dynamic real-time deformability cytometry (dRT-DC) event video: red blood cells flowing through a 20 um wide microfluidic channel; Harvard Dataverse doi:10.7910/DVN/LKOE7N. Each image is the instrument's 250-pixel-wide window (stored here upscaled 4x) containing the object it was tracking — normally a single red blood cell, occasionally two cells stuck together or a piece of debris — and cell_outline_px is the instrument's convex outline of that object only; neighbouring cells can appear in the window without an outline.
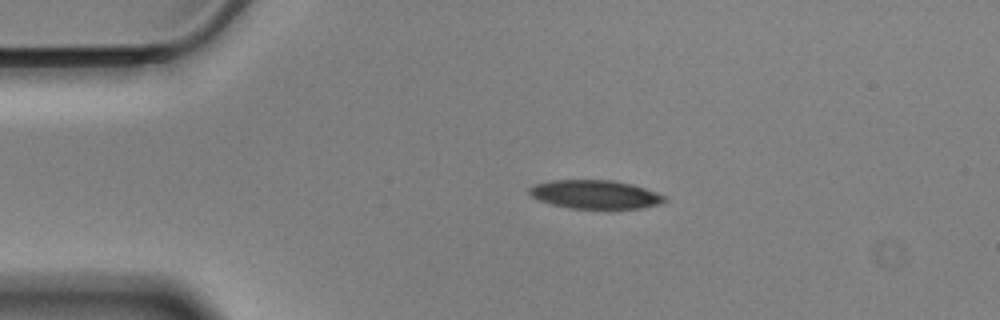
{"species": "Egyptian fruit bat (a non-hibernating species)", "species_latin": "Rousettus aegyptiacus", "temperature_condition": "cold", "stored_images_in_passage": 46, "camera_frame_rate_fps": 3000, "um_per_image_px": 0.085, "animal": {"sex": "male"}, "frame": {"image": 1, "passage_image": 1, "time_ms": 0.0, "image_size_px": [1000, 320], "cell_outline_px": [[668, 200], [660, 204], [640, 208], [572, 208], [552, 204], [540, 200], [532, 196], [528, 192], [528, 188], [536, 184], [552, 180], [612, 180], [632, 184], [656, 192], [664, 196]], "centroid_in_image_um": [50.6, 16.52], "position_along_channel_um": 34.4, "area_um2": 22.31}}
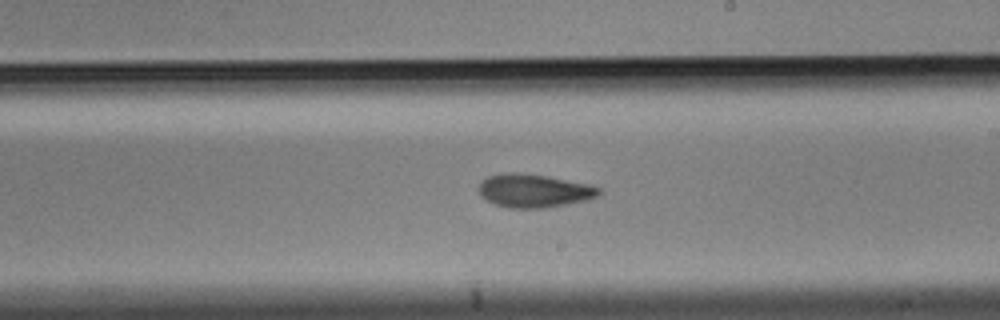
{"frame": {"image": 2, "passage_image": 22, "time_ms": 7.0, "image_size_px": [1000, 320], "cell_outline_px": [[600, 192], [596, 196], [584, 200], [544, 208], [512, 208], [496, 204], [488, 200], [480, 192], [480, 184], [488, 176], [504, 172], [516, 172], [548, 176], [592, 184], [600, 188]], "centroid_in_image_um": [45.42, 16.19], "position_along_channel_um": 243.6, "area_um2": 23.0}}
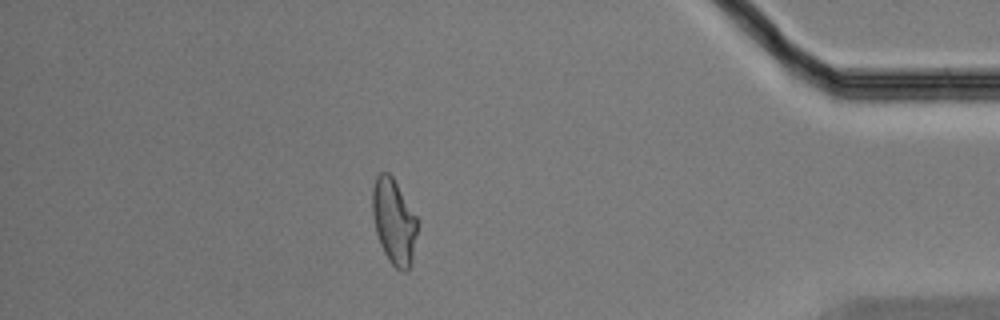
{"frame": {"image": 3, "passage_image": 39, "time_ms": 12.667, "image_size_px": [1000, 320], "cell_outline_px": [[416, 232], [412, 260], [408, 268], [404, 272], [400, 272], [388, 260], [380, 244], [376, 232], [372, 212], [372, 188], [376, 176], [380, 172], [388, 172], [392, 176], [416, 216]], "centroid_in_image_um": [33.45, 18.82], "position_along_channel_um": 401.7, "area_um2": 22.08}, "authors_computed_cell_mechanics": {"area_um2": 22.9177, "velocity_mm_per_s": 3.5178, "shape_relaxation_time_tau1_ms": 7.1341, "shape_relaxation_time_tau2_ms": 5.566, "deformation_change_tau1": 0.1555, "deformation_change_tau2": 0.1301}}